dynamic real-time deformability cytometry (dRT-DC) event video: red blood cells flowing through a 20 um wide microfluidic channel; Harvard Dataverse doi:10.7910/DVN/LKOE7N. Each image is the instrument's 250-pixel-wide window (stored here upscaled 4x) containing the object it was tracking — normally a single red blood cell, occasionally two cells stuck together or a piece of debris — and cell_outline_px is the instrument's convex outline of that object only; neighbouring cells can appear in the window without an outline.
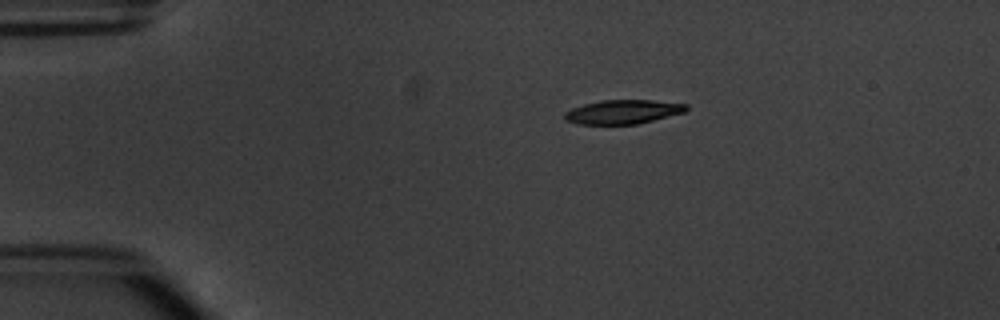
{"species": "common noctule bat (a hibernating species)", "species_latin": "Nyctalus noctula", "temperature_condition": "warm", "stored_images_in_passage": 3, "camera_frame_rate_fps": 3000, "um_per_image_px": 0.085, "animal": {"sex": "male", "body_mass_g": 20.1, "forearm_length_mm": 53.5}, "frame": {"image": 1, "passage_image": 1, "time_ms": 0.0, "image_size_px": [1000, 320], "cell_outline_px": [[688, 108], [684, 112], [636, 124], [576, 124], [564, 120], [564, 112], [572, 108], [584, 104], [600, 100], [652, 100], [688, 104]], "centroid_in_image_um": [52.91, 9.5], "position_along_channel_um": 32.1, "area_um2": 16.99}}
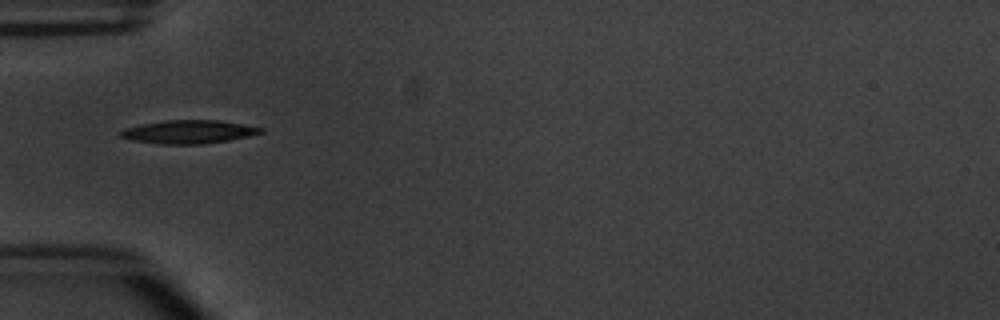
{"frame": {"image": 2, "passage_image": 3, "time_ms": 2.333, "image_size_px": [1000, 320], "cell_outline_px": [[264, 132], [248, 136], [228, 140], [200, 144], [160, 144], [132, 140], [120, 136], [120, 132], [124, 128], [164, 120], [220, 120], [264, 128]], "centroid_in_image_um": [16.05, 11.2], "position_along_channel_um": 69.0, "area_um2": 18.9}}